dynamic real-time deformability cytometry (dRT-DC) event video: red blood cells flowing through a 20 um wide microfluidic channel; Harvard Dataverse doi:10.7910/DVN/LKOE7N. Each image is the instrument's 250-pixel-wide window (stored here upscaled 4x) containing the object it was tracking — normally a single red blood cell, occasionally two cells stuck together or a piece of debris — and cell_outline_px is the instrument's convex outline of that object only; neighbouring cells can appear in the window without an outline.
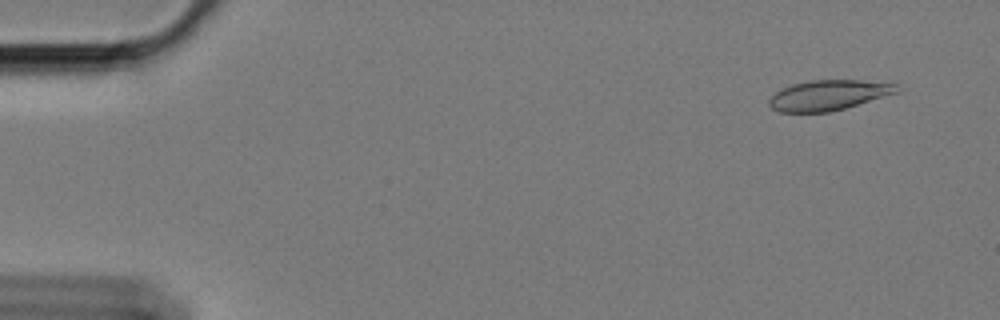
{"species": "Egyptian fruit bat (a non-hibernating species)", "species_latin": "Rousettus aegyptiacus", "temperature_condition": "cold", "stored_images_in_passage": 59, "camera_frame_rate_fps": 3000, "um_per_image_px": 0.085, "animal": {"sex": "female"}, "frame": {"image": 1, "passage_image": 4, "time_ms": 1.0, "image_size_px": [1000, 320], "cell_outline_px": [[896, 92], [832, 112], [780, 112], [772, 108], [768, 104], [768, 100], [776, 92], [792, 84], [812, 80], [860, 80], [896, 84]], "centroid_in_image_um": [70.35, 8.09], "position_along_channel_um": 14.7, "area_um2": 22.02}}
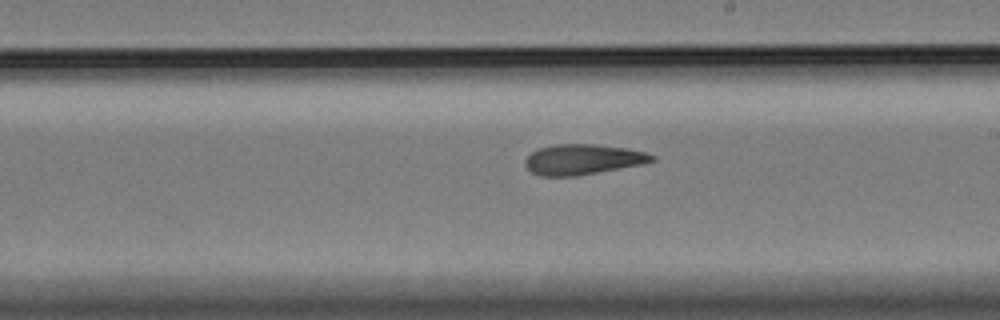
{"frame": {"image": 2, "passage_image": 34, "time_ms": 11.0, "image_size_px": [1000, 320], "cell_outline_px": [[656, 160], [640, 164], [576, 176], [540, 176], [532, 172], [524, 164], [524, 160], [532, 152], [540, 148], [552, 144], [592, 144], [628, 148], [644, 152], [656, 156]], "centroid_in_image_um": [49.51, 13.54], "position_along_channel_um": 239.5, "area_um2": 22.25}}
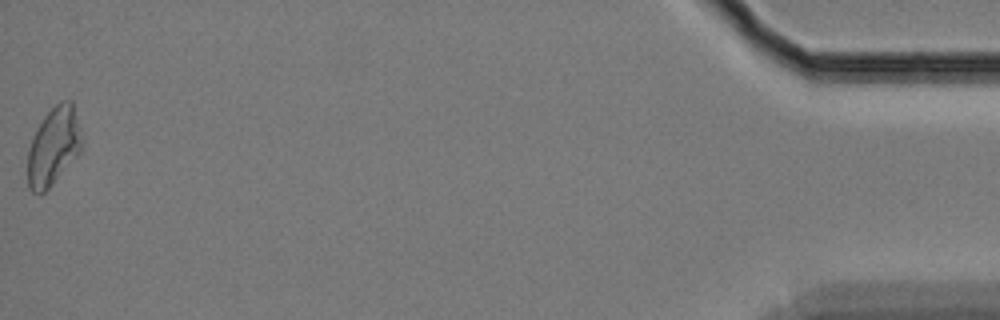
{"frame": {"image": 3, "passage_image": 59, "time_ms": 19.333, "image_size_px": [1000, 320], "cell_outline_px": [[84, 144], [80, 152], [52, 184], [40, 196], [32, 192], [28, 188], [28, 148], [44, 116], [60, 100], [72, 100], [84, 140]], "centroid_in_image_um": [4.58, 12.44], "position_along_channel_um": 430.6, "area_um2": 24.62}, "authors_computed_cell_mechanics": {"area_um2": 23.0044, "velocity_mm_per_s": 3.3827, "shape_relaxation_time_tau1_ms": null, "shape_relaxation_time_tau2_ms": 6.8155, "deformation_change_tau1": null, "deformation_change_tau2": 0.1465}}